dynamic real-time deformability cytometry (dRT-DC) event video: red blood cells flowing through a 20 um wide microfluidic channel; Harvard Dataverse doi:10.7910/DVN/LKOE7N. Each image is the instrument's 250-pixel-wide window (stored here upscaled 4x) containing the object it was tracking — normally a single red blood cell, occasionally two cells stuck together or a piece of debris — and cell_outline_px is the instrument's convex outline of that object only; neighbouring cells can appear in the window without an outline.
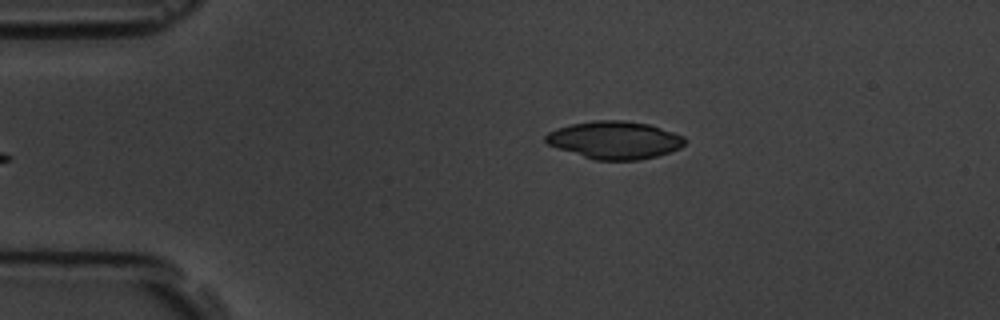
{"species": "common noctule bat (a hibernating species)", "species_latin": "Nyctalus noctula", "temperature_condition": "room temperature", "stored_images_in_passage": 4, "camera_frame_rate_fps": 3000, "um_per_image_px": 0.085, "animal": {"sex": "male", "body_mass_g": 19.5, "forearm_length_mm": 54.6}, "frame": {"image": 1, "passage_image": 4, "time_ms": 3.333, "image_size_px": [1000, 320], "cell_outline_px": [[688, 140], [680, 148], [656, 156], [636, 160], [596, 160], [556, 148], [548, 144], [544, 140], [544, 136], [548, 132], [556, 128], [572, 124], [596, 120], [624, 120], [648, 124], [684, 136]], "centroid_in_image_um": [52.23, 11.9], "position_along_channel_um": 32.8, "area_um2": 30.46}}